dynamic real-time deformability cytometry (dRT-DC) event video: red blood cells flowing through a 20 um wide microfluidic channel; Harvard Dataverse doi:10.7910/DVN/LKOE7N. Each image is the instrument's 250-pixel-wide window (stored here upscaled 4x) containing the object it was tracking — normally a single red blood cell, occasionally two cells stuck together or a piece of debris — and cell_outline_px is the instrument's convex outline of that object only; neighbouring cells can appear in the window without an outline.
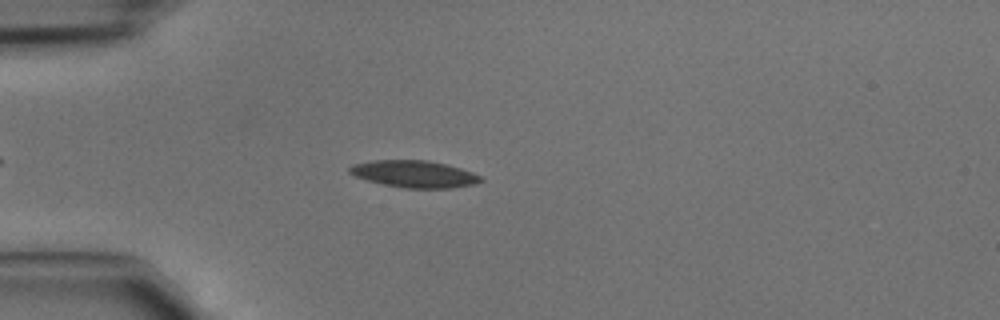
{"species": "common noctule bat (a hibernating species)", "species_latin": "Nyctalus noctula", "temperature_condition": "cold", "stored_images_in_passage": 41, "camera_frame_rate_fps": 3000, "um_per_image_px": 0.085, "animal": {"sex": "male", "body_mass_g": 15.6}, "frame": {"image": 1, "passage_image": 8, "time_ms": 2.333, "image_size_px": [1000, 320], "cell_outline_px": [[484, 180], [472, 184], [452, 188], [404, 188], [384, 184], [368, 180], [356, 176], [348, 172], [348, 168], [352, 164], [372, 160], [428, 160], [460, 168], [472, 172], [480, 176]], "centroid_in_image_um": [35.19, 14.78], "position_along_channel_um": 49.8, "area_um2": 20.46}}
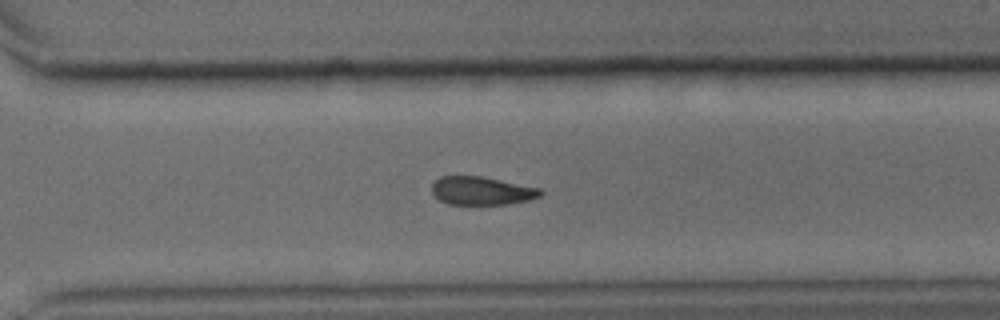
{"frame": {"image": 2, "passage_image": 28, "time_ms": 9.0, "image_size_px": [1000, 320], "cell_outline_px": [[544, 192], [540, 196], [528, 200], [508, 204], [448, 204], [440, 200], [432, 192], [432, 184], [440, 176], [480, 176], [540, 188]], "centroid_in_image_um": [40.94, 16.22], "position_along_channel_um": 329.7, "area_um2": 17.74}}
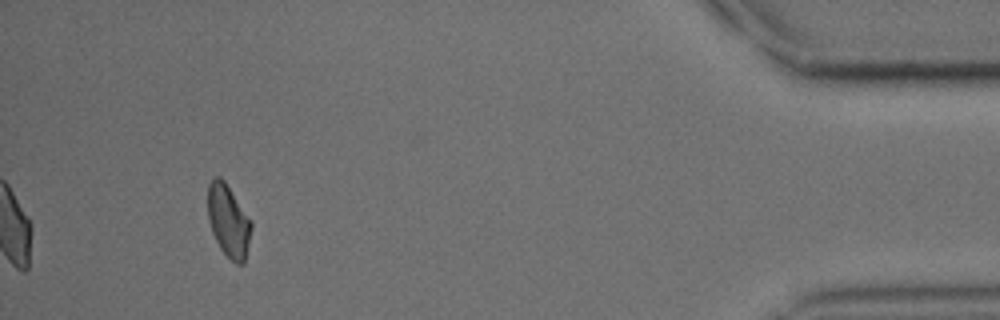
{"frame": {"image": 3, "passage_image": 38, "time_ms": 12.333, "image_size_px": [1000, 320], "cell_outline_px": [[252, 228], [244, 264], [236, 264], [220, 248], [212, 232], [208, 220], [208, 184], [212, 176], [220, 176], [224, 180], [252, 220]], "centroid_in_image_um": [19.42, 18.74], "position_along_channel_um": 415.8, "area_um2": 18.5}}